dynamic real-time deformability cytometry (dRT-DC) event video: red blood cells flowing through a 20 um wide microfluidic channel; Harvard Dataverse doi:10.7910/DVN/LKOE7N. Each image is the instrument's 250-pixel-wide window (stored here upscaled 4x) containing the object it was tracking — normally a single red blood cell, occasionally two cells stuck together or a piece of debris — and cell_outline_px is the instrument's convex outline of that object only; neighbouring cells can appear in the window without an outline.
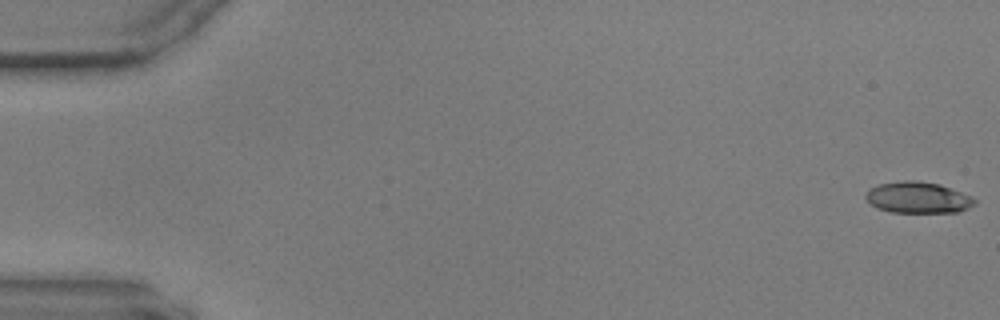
{"species": "common noctule bat (a hibernating species)", "species_latin": "Nyctalus noctula", "temperature_condition": "warm", "stored_images_in_passage": 58, "camera_frame_rate_fps": 3000, "um_per_image_px": 0.085, "animal": {"sex": "male", "body_mass_g": 17.9, "forearm_length_mm": 54.2}, "frame": {"image": 1, "passage_image": 1, "time_ms": 0.0, "image_size_px": [1000, 320], "cell_outline_px": [[976, 204], [960, 212], [892, 212], [876, 208], [864, 196], [868, 188], [880, 184], [904, 180], [916, 180], [940, 184], [972, 196], [976, 200]], "centroid_in_image_um": [78.03, 16.79], "position_along_channel_um": 7.0, "area_um2": 19.94}}
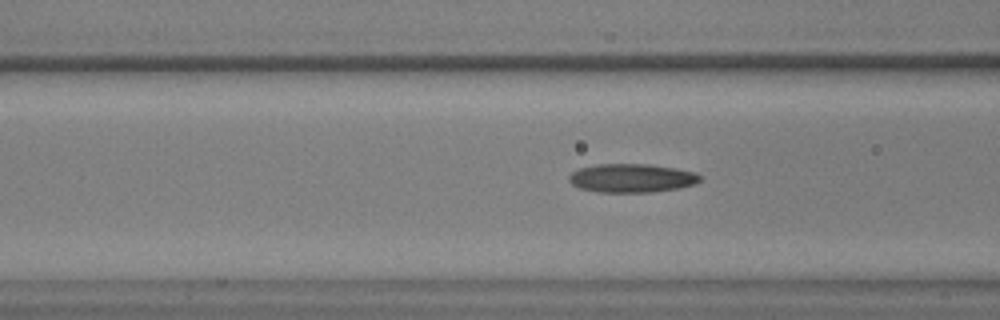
{"frame": {"image": 2, "passage_image": 23, "time_ms": 7.333, "image_size_px": [1000, 320], "cell_outline_px": [[700, 180], [696, 184], [680, 188], [652, 192], [600, 192], [580, 188], [572, 184], [568, 180], [568, 176], [572, 172], [580, 168], [596, 164], [648, 164], [676, 168], [696, 172], [700, 176]], "centroid_in_image_um": [53.71, 15.13], "position_along_channel_um": 112.9, "area_um2": 21.96}}
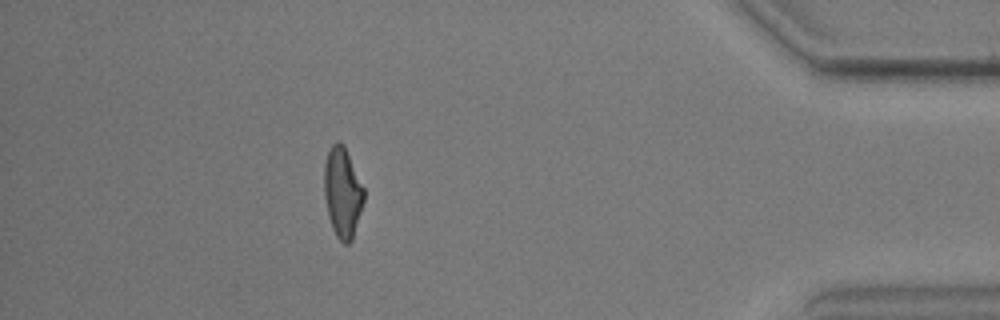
{"frame": {"image": 3, "passage_image": 52, "time_ms": 17.0, "image_size_px": [1000, 320], "cell_outline_px": [[364, 200], [352, 240], [348, 244], [344, 244], [336, 236], [332, 228], [328, 216], [324, 196], [324, 164], [328, 152], [332, 144], [336, 140], [344, 144], [364, 188]], "centroid_in_image_um": [29.1, 16.35], "position_along_channel_um": 406.1, "area_um2": 20.92}}